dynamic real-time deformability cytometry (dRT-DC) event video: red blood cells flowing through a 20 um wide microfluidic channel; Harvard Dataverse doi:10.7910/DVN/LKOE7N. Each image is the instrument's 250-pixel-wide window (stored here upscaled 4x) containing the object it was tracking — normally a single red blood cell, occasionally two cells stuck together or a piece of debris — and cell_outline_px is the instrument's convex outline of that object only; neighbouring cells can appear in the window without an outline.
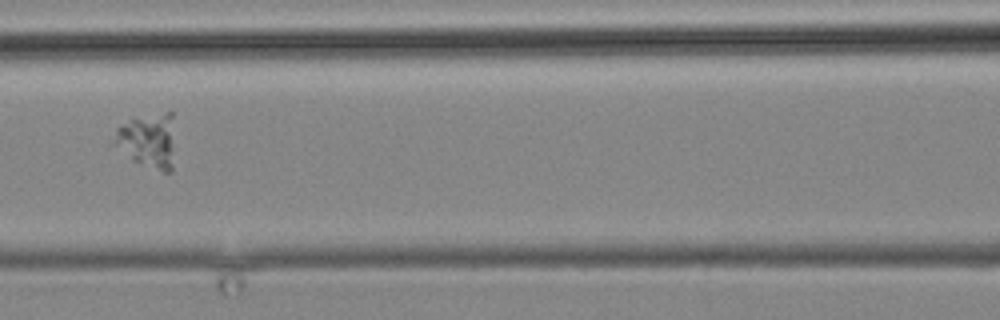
{"species": "common noctule bat (a hibernating species)", "species_latin": "Nyctalus noctula", "temperature_condition": "cold", "stored_images_in_passage": 5, "camera_frame_rate_fps": 3000, "um_per_image_px": 0.085, "animal": {"sex": "male", "body_mass_g": 19.2, "forearm_length_mm": 51.8}, "frame": {"image": 1, "passage_image": 4, "time_ms": 3.333, "image_size_px": [1000, 320], "cell_outline_px": [[172, 172], [164, 172], [132, 160], [108, 144], [116, 128], [132, 120], [164, 112], [172, 112]], "centroid_in_image_um": [12.48, 11.98], "position_along_channel_um": 154.1, "area_um2": 19.19}}
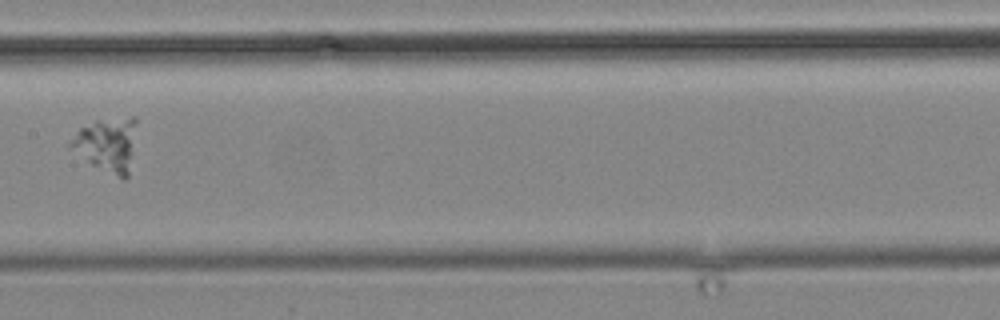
{"frame": {"image": 2, "passage_image": 5, "time_ms": 4.667, "image_size_px": [1000, 320], "cell_outline_px": [[136, 120], [128, 176], [124, 180], [92, 164], [68, 148], [68, 144], [80, 128], [96, 120], [132, 116], [136, 116]], "centroid_in_image_um": [9.08, 12.26], "position_along_channel_um": 198.3, "area_um2": 20.35}}